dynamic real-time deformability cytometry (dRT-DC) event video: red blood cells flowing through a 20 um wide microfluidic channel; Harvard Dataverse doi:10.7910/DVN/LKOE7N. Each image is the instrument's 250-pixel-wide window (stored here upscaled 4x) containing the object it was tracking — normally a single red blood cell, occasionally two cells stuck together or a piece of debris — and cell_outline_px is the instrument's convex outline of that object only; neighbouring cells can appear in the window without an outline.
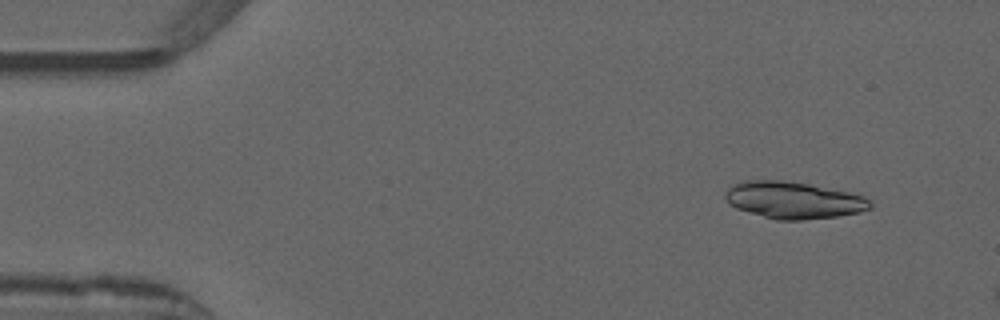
{"species": "common noctule bat (a hibernating species)", "species_latin": "Nyctalus noctula", "temperature_condition": "warm", "stored_images_in_passage": 10, "camera_frame_rate_fps": 3000, "um_per_image_px": 0.085, "animal": {"sex": "male", "forearm_length_mm": 52.5}, "frame": {"image": 1, "passage_image": 4, "time_ms": 1.0, "image_size_px": [1000, 320], "cell_outline_px": [[872, 208], [860, 212], [836, 216], [800, 220], [776, 220], [748, 212], [736, 208], [728, 204], [724, 196], [724, 192], [728, 188], [736, 184], [748, 180], [780, 180], [808, 184], [848, 192], [864, 196], [872, 200]], "centroid_in_image_um": [67.45, 17.02], "position_along_channel_um": 17.6, "area_um2": 31.1}}